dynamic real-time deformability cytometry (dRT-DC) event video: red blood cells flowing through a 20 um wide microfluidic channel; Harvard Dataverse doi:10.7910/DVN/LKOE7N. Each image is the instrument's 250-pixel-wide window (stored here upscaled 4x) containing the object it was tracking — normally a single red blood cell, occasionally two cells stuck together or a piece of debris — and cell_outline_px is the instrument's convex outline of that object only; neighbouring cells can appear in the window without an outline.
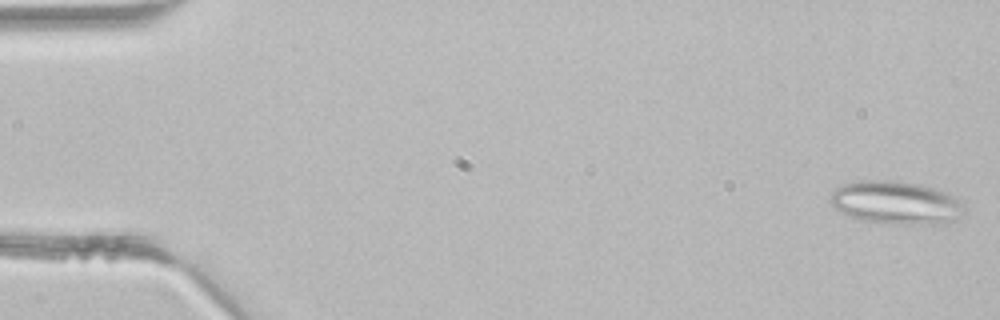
{"species": "common noctule bat (a hibernating species)", "species_latin": "Nyctalus noctula", "temperature_condition": "room temperature", "stored_images_in_passage": 3, "camera_frame_rate_fps": 3000, "um_per_image_px": 0.085, "animal": {"sex": "male", "body_mass_g": 21.5, "forearm_length_mm": 52.0}, "frame": {"image": 1, "passage_image": 1, "time_ms": 0.0, "image_size_px": [1000, 320], "cell_outline_px": [[964, 212], [956, 220], [936, 224], [900, 224], [864, 220], [852, 216], [836, 208], [828, 200], [832, 192], [840, 184], [860, 180], [900, 180], [920, 184], [936, 188], [952, 196], [964, 204]], "centroid_in_image_um": [76.16, 17.2], "position_along_channel_um": 8.8, "area_um2": 33.58}}